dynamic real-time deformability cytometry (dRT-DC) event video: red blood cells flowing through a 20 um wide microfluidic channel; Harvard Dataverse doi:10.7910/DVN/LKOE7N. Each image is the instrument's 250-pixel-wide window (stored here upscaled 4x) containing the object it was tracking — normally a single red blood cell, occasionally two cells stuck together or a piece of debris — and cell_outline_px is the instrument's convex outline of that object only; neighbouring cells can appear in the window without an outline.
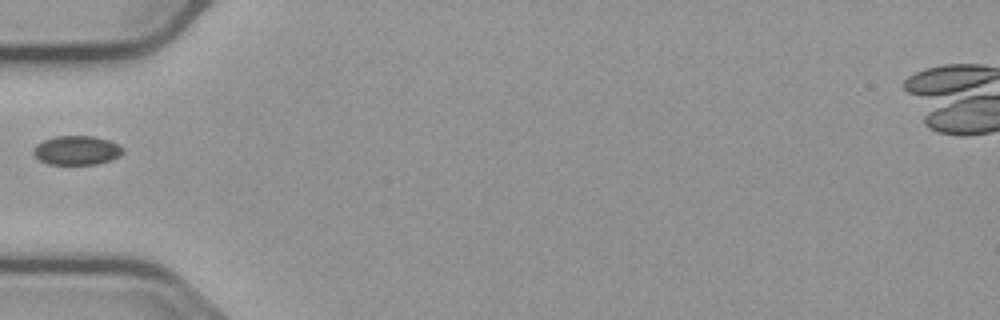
{"species": "common noctule bat (a hibernating species)", "species_latin": "Nyctalus noctula", "temperature_condition": "cold", "stored_images_in_passage": 32, "camera_frame_rate_fps": 3000, "um_per_image_px": 0.085, "animal": {"sex": "male", "body_mass_g": 23.1, "forearm_length_mm": 52.7}, "frame": {"image": 1, "passage_image": 1, "time_ms": 0.0, "image_size_px": [1000, 320], "cell_outline_px": [[124, 152], [120, 156], [96, 164], [48, 164], [40, 160], [32, 152], [36, 144], [44, 140], [56, 136], [92, 136], [108, 140], [124, 148]], "centroid_in_image_um": [6.51, 12.77], "position_along_channel_um": 78.5, "area_um2": 15.03}}
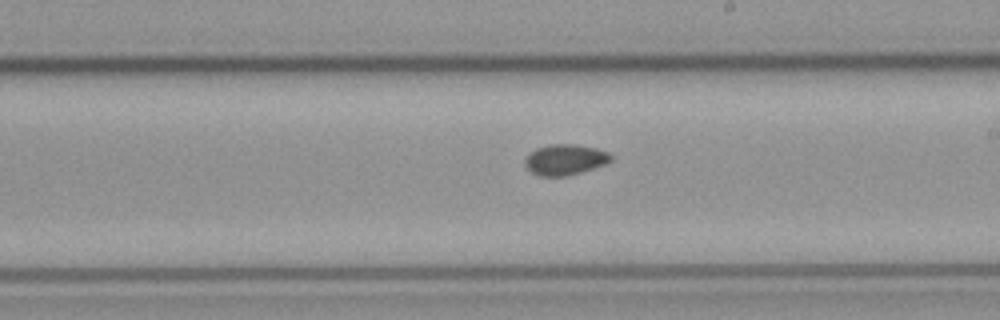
{"frame": {"image": 2, "passage_image": 14, "time_ms": 4.333, "image_size_px": [1000, 320], "cell_outline_px": [[612, 160], [604, 164], [568, 176], [540, 176], [532, 172], [524, 164], [524, 160], [536, 148], [552, 144], [576, 144], [596, 148], [608, 152], [612, 156]], "centroid_in_image_um": [48.04, 13.56], "position_along_channel_um": 241.0, "area_um2": 15.2}}
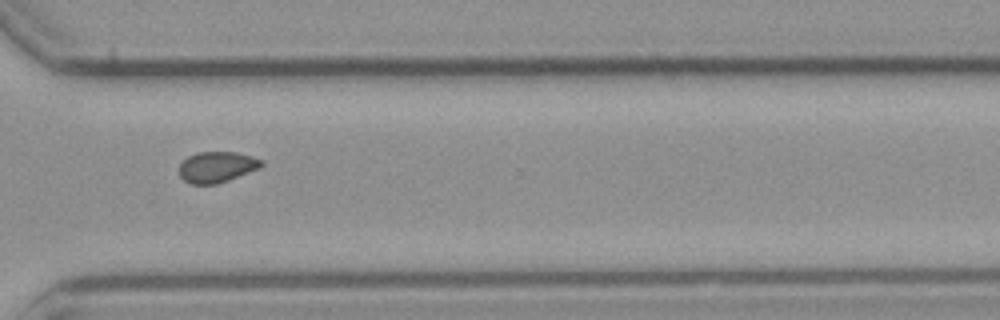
{"frame": {"image": 3, "passage_image": 23, "time_ms": 7.333, "image_size_px": [1000, 320], "cell_outline_px": [[264, 164], [260, 168], [228, 180], [216, 184], [192, 184], [184, 180], [180, 176], [180, 164], [188, 156], [196, 152], [236, 152], [252, 156], [264, 160]], "centroid_in_image_um": [18.46, 14.18], "position_along_channel_um": 352.1, "area_um2": 14.8}}